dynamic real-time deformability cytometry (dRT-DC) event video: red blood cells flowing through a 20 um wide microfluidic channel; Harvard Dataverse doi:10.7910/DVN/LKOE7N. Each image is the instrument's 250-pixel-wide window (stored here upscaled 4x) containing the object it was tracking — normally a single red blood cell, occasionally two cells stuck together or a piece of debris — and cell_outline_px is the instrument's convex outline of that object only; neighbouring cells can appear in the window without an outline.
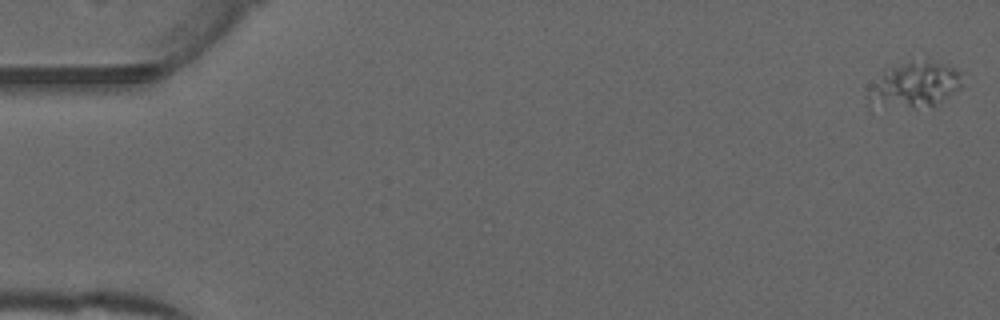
{"species": "common noctule bat (a hibernating species)", "species_latin": "Nyctalus noctula", "temperature_condition": "warm", "stored_images_in_passage": 53, "camera_frame_rate_fps": 3000, "um_per_image_px": 0.085, "animal": {"sex": "male", "forearm_length_mm": 52.5}, "frame": {"image": 1, "passage_image": 1, "time_ms": 0.0, "image_size_px": [1000, 320], "cell_outline_px": [[964, 84], [960, 88], [932, 108], [868, 108], [868, 96], [884, 68], [912, 60], [924, 60], [948, 64], [960, 72]], "centroid_in_image_um": [77.75, 7.25], "position_along_channel_um": 7.3, "area_um2": 25.72}}
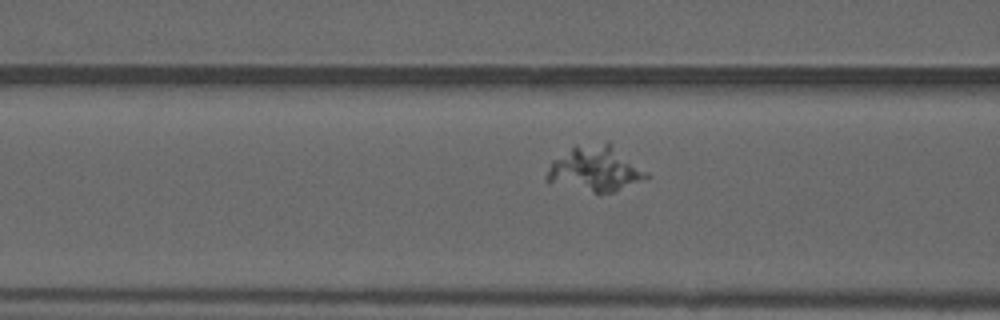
{"frame": {"image": 2, "passage_image": 21, "time_ms": 6.667, "image_size_px": [1000, 320], "cell_outline_px": [[648, 176], [612, 192], [592, 192], [548, 184], [544, 180], [548, 168], [552, 160], [572, 148], [608, 140], [648, 172]], "centroid_in_image_um": [50.53, 14.35], "position_along_channel_um": 116.1, "area_um2": 26.07}}
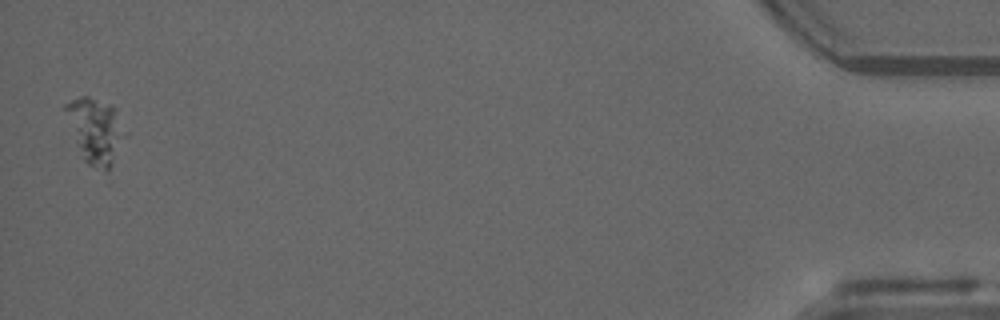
{"frame": {"image": 3, "passage_image": 52, "time_ms": 17.0, "image_size_px": [1000, 320], "cell_outline_px": [[116, 136], [112, 164], [108, 168], [104, 168], [88, 164], [84, 160], [64, 108], [64, 104], [80, 96], [88, 96], [112, 104], [116, 108]], "centroid_in_image_um": [7.95, 10.97], "position_along_channel_um": 427.2, "area_um2": 19.71}}